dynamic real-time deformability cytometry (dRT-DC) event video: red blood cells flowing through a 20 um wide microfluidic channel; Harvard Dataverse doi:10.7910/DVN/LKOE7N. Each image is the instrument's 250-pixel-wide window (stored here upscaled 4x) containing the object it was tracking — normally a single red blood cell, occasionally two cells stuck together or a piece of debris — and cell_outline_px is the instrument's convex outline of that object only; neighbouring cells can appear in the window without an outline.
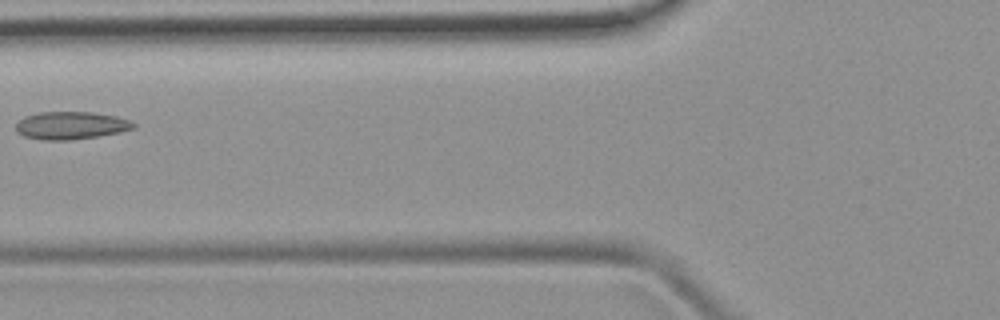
{"species": "common noctule bat (a hibernating species)", "species_latin": "Nyctalus noctula", "temperature_condition": "room temperature", "stored_images_in_passage": 6, "camera_frame_rate_fps": 3000, "um_per_image_px": 0.085, "animal": {"sex": "female", "body_mass_g": 19.9}, "frame": {"image": 1, "passage_image": 5, "time_ms": 5.333, "image_size_px": [1000, 320], "cell_outline_px": [[136, 128], [120, 132], [100, 136], [72, 140], [40, 140], [24, 136], [16, 132], [16, 124], [24, 116], [40, 112], [92, 112], [116, 116], [128, 120], [136, 124]], "centroid_in_image_um": [6.03, 10.67], "position_along_channel_um": 119.8, "area_um2": 19.13}}
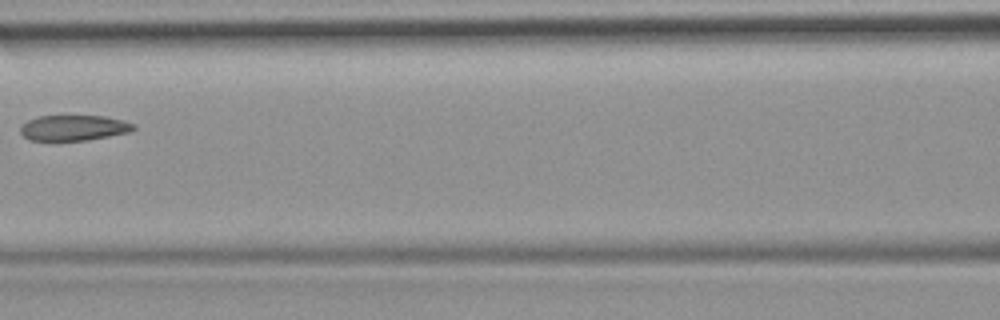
{"frame": {"image": 2, "passage_image": 6, "time_ms": 6.333, "image_size_px": [1000, 320], "cell_outline_px": [[136, 128], [128, 132], [108, 136], [84, 140], [28, 140], [20, 132], [20, 128], [28, 120], [40, 116], [104, 116], [124, 120], [136, 124]], "centroid_in_image_um": [6.29, 10.86], "position_along_channel_um": 160.3, "area_um2": 16.65}}